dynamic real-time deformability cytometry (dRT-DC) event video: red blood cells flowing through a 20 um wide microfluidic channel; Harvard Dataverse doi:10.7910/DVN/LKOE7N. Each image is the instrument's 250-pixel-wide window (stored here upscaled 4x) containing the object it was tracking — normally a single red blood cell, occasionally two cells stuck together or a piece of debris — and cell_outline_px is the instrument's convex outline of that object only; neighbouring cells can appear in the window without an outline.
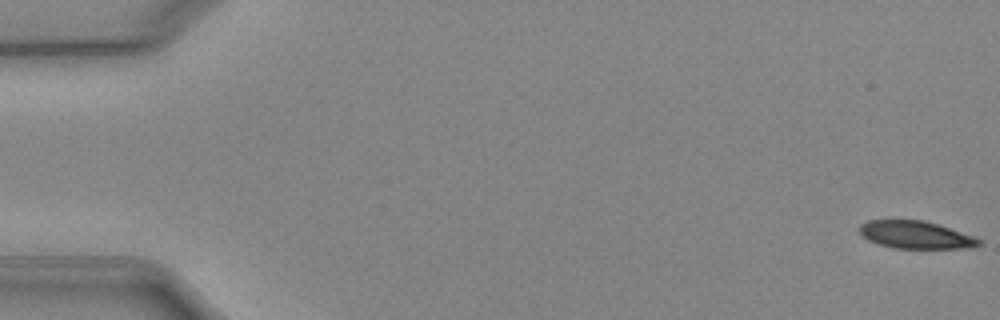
{"species": "Egyptian fruit bat (a non-hibernating species)", "species_latin": "Rousettus aegyptiacus", "temperature_condition": "cold", "stored_images_in_passage": 52, "camera_frame_rate_fps": 3000, "um_per_image_px": 0.085, "animal": {"sex": "female"}, "frame": {"image": 1, "passage_image": 1, "time_ms": 0.0, "image_size_px": [1000, 320], "cell_outline_px": [[984, 244], [972, 248], [892, 248], [868, 240], [860, 232], [860, 224], [868, 220], [924, 220], [976, 236], [984, 240]], "centroid_in_image_um": [77.92, 19.97], "position_along_channel_um": 7.1, "area_um2": 19.36}}
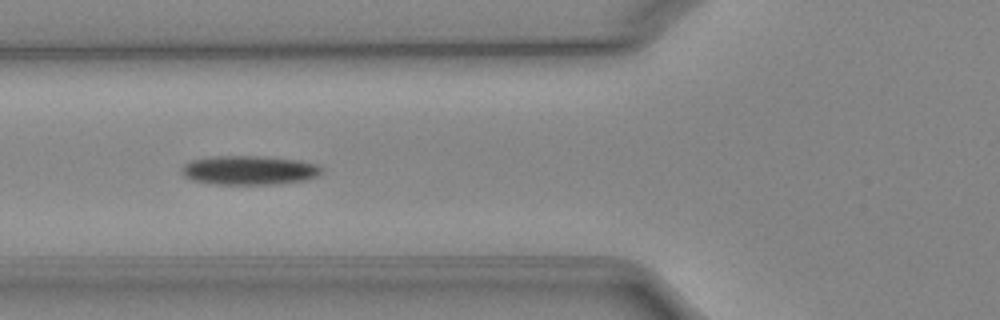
{"frame": {"image": 2, "passage_image": 20, "time_ms": 6.333, "image_size_px": [1000, 320], "cell_outline_px": [[324, 172], [316, 176], [304, 180], [280, 184], [216, 184], [192, 180], [184, 176], [180, 172], [180, 168], [184, 164], [192, 160], [212, 156], [260, 156], [300, 160], [316, 164], [324, 168]], "centroid_in_image_um": [21.19, 14.46], "position_along_channel_um": 104.6, "area_um2": 23.93}}
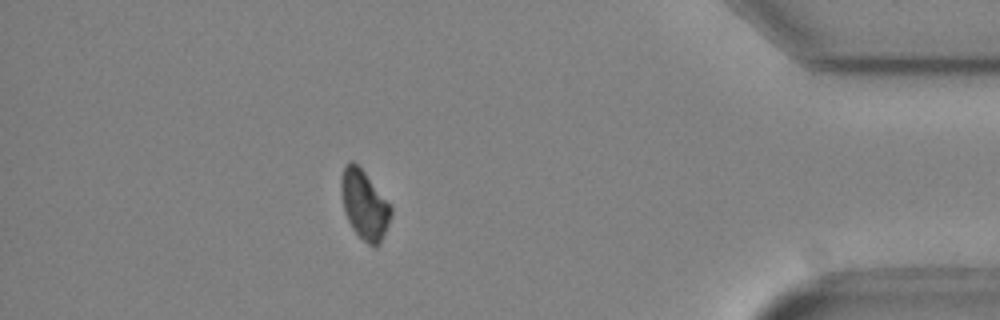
{"frame": {"image": 3, "passage_image": 46, "time_ms": 15.0, "image_size_px": [1000, 320], "cell_outline_px": [[392, 212], [388, 224], [380, 244], [376, 248], [368, 244], [352, 228], [344, 212], [340, 192], [340, 180], [344, 164], [348, 160], [352, 160], [364, 172], [392, 204]], "centroid_in_image_um": [30.96, 17.38], "position_along_channel_um": 404.2, "area_um2": 20.29}, "authors_computed_cell_mechanics": {"area_um2": 21.3571, "velocity_mm_per_s": 3.95, "shape_relaxation_time_tau1_ms": 7.4278, "shape_relaxation_time_tau2_ms": null, "deformation_change_tau1": 0.1172, "deformation_change_tau2": null}}